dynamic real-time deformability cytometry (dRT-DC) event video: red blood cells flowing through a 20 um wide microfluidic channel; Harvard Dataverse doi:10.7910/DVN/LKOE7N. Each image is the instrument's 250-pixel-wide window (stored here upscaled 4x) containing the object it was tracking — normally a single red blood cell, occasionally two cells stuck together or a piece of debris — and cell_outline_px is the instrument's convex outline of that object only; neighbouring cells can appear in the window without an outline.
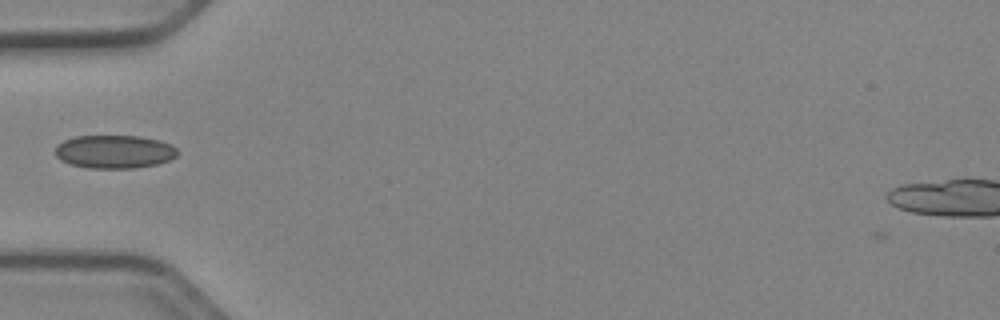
{"species": "Egyptian fruit bat (a non-hibernating species)", "species_latin": "Rousettus aegyptiacus", "temperature_condition": "cold", "stored_images_in_passage": 36, "camera_frame_rate_fps": 3000, "um_per_image_px": 0.085, "animal": {"sex": "female"}, "frame": {"image": 1, "passage_image": 2, "time_ms": 0.333, "image_size_px": [1000, 320], "cell_outline_px": [[180, 152], [176, 156], [168, 160], [156, 164], [132, 168], [88, 168], [68, 164], [60, 160], [56, 156], [56, 144], [64, 140], [76, 136], [140, 136], [160, 140], [172, 144]], "centroid_in_image_um": [9.72, 12.89], "position_along_channel_um": 75.3, "area_um2": 23.87}}
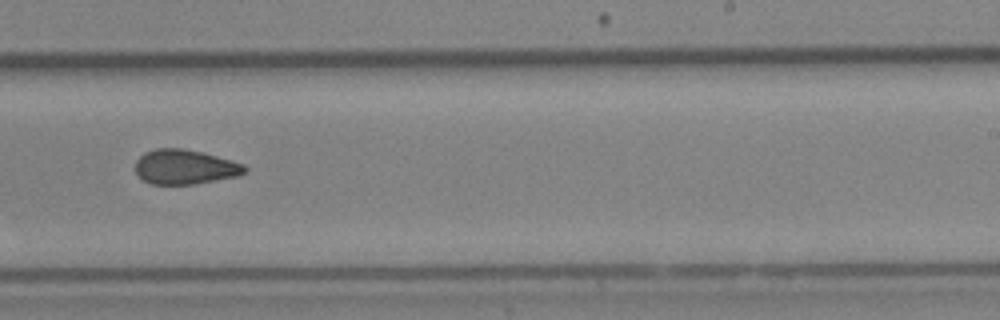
{"frame": {"image": 2, "passage_image": 17, "time_ms": 5.333, "image_size_px": [1000, 320], "cell_outline_px": [[248, 172], [236, 176], [196, 184], [152, 184], [144, 180], [136, 172], [136, 160], [144, 152], [156, 148], [184, 148], [232, 160], [244, 164], [248, 168]], "centroid_in_image_um": [15.74, 14.18], "position_along_channel_um": 273.3, "area_um2": 22.08}}
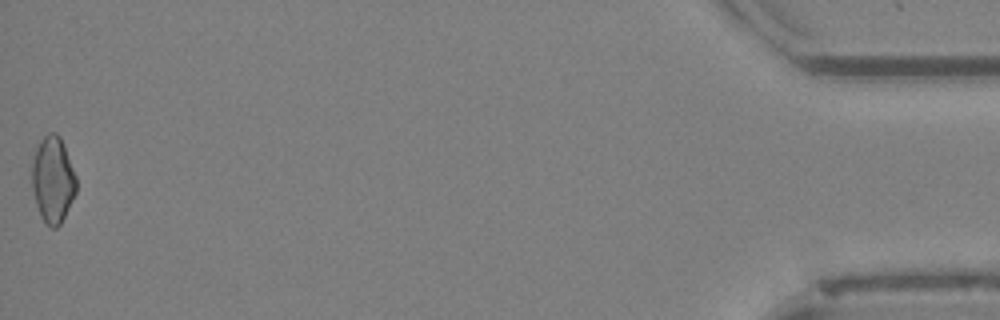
{"frame": {"image": 3, "passage_image": 36, "time_ms": 11.667, "image_size_px": [1000, 320], "cell_outline_px": [[76, 192], [60, 224], [56, 228], [52, 228], [40, 216], [36, 204], [32, 188], [32, 164], [36, 148], [40, 140], [48, 132], [56, 132], [60, 136], [64, 144], [76, 176]], "centroid_in_image_um": [4.49, 15.24], "position_along_channel_um": 430.7, "area_um2": 22.2}, "authors_computed_cell_mechanics": {"area_um2": 22.1952, "velocity_mm_per_s": 3.9703, "shape_relaxation_time_tau1_ms": null, "shape_relaxation_time_tau2_ms": 2.6155, "deformation_change_tau1": null, "deformation_change_tau2": 0.0767}}